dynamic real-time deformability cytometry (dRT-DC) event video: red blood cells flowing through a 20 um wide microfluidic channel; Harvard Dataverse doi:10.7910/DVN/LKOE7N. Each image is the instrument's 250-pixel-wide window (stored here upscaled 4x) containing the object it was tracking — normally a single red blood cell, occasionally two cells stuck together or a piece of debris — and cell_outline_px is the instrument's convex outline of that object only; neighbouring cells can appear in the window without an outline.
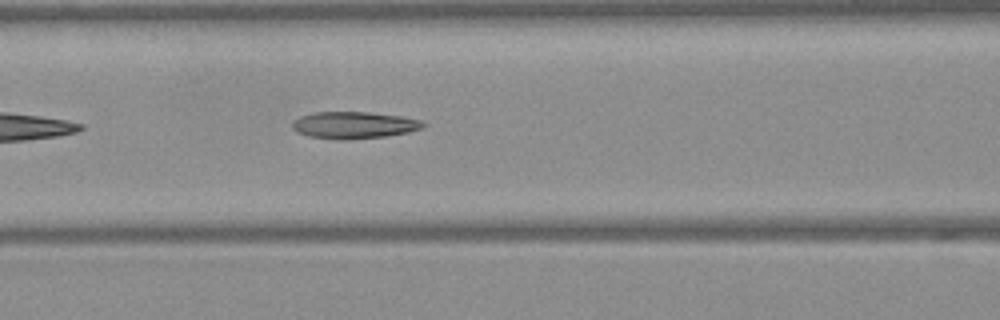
{"species": "Egyptian fruit bat (a non-hibernating species)", "species_latin": "Rousettus aegyptiacus", "temperature_condition": "warm", "stored_images_in_passage": 11, "camera_frame_rate_fps": 3000, "um_per_image_px": 0.085, "frame": {"image": 1, "passage_image": 8, "time_ms": 2.333, "image_size_px": [1000, 320], "cell_outline_px": [[428, 124], [424, 128], [408, 132], [384, 136], [348, 140], [336, 140], [308, 136], [296, 132], [292, 128], [292, 120], [300, 116], [316, 112], [368, 112], [404, 116], [420, 120]], "centroid_in_image_um": [30.09, 10.63], "position_along_channel_um": 136.5, "area_um2": 20.81}}